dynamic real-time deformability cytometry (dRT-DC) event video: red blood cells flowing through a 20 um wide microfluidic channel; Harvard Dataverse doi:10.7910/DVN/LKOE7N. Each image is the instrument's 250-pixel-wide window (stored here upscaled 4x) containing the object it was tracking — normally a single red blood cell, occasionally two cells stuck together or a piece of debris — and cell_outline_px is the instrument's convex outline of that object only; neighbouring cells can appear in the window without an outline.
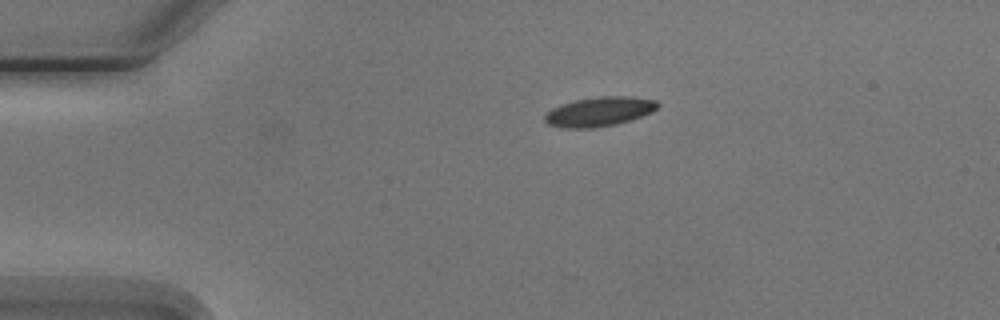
{"species": "Egyptian fruit bat (a non-hibernating species)", "species_latin": "Rousettus aegyptiacus", "temperature_condition": "cold", "stored_images_in_passage": 3, "camera_frame_rate_fps": 3000, "um_per_image_px": 0.085, "animal": {"sex": "male"}, "frame": {"image": 1, "passage_image": 1, "time_ms": 0.0, "image_size_px": [1000, 320], "cell_outline_px": [[660, 104], [652, 112], [616, 124], [592, 128], [564, 128], [548, 124], [544, 120], [544, 116], [552, 108], [576, 100], [604, 96], [628, 96], [656, 100]], "centroid_in_image_um": [50.94, 9.49], "position_along_channel_um": 34.1, "area_um2": 19.02}}
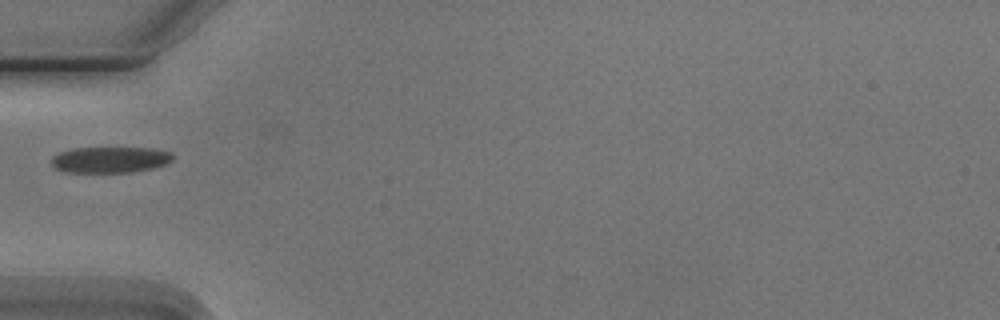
{"frame": {"image": 2, "passage_image": 3, "time_ms": 2.333, "image_size_px": [1000, 320], "cell_outline_px": [[172, 160], [164, 164], [152, 168], [132, 172], [64, 172], [56, 168], [52, 164], [52, 156], [60, 152], [72, 148], [152, 148], [172, 152]], "centroid_in_image_um": [9.35, 13.57], "position_along_channel_um": 75.7, "area_um2": 18.32}}